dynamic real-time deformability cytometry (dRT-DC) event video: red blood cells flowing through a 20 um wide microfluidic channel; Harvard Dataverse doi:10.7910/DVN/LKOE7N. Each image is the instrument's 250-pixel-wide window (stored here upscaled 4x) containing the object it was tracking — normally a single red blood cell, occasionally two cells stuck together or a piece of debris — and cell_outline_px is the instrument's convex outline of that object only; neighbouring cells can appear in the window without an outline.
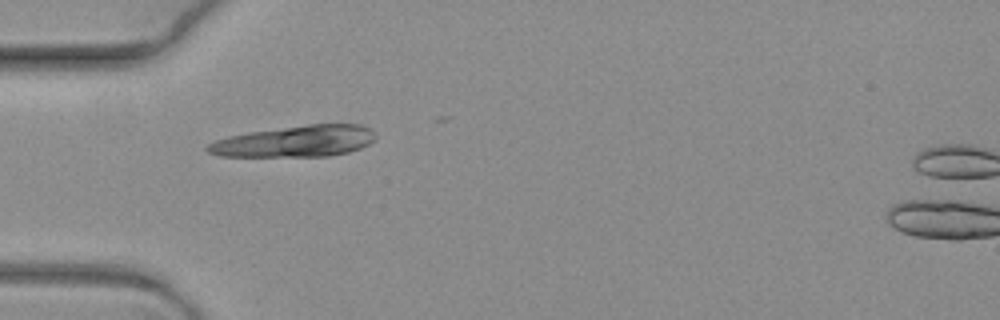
{"species": "common noctule bat (a hibernating species)", "species_latin": "Nyctalus noctula", "temperature_condition": "warm", "stored_images_in_passage": 2, "camera_frame_rate_fps": 3000, "um_per_image_px": 0.085, "animal": {"sex": "female", "body_mass_g": 19.3, "forearm_length_mm": 54.1}, "frame": {"image": 1, "passage_image": 1, "time_ms": 0.0, "image_size_px": [1000, 320], "cell_outline_px": [[376, 140], [360, 148], [348, 152], [328, 156], [220, 156], [208, 152], [204, 148], [208, 144], [216, 140], [228, 136], [248, 132], [308, 124], [360, 124], [372, 128], [376, 136]], "centroid_in_image_um": [25.12, 12.0], "position_along_channel_um": 59.9, "area_um2": 30.75}}